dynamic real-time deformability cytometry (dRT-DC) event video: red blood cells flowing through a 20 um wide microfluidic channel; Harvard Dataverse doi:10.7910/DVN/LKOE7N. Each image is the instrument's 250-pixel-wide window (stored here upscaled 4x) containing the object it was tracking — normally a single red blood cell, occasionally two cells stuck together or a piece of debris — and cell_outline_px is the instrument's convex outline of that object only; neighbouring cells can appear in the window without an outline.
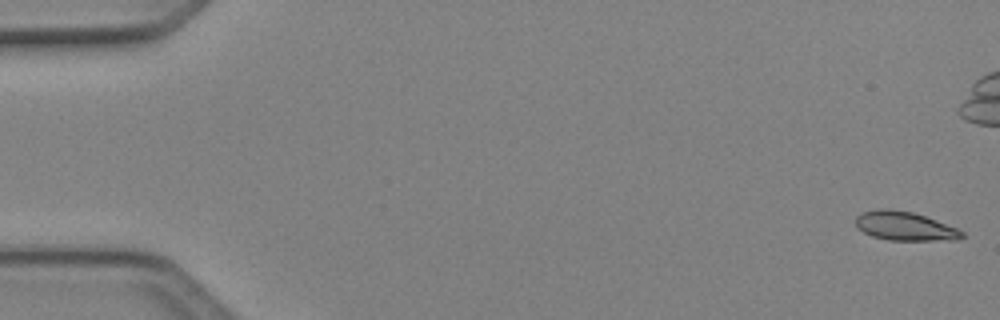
{"species": "Egyptian fruit bat (a non-hibernating species)", "species_latin": "Rousettus aegyptiacus", "temperature_condition": "cold", "stored_images_in_passage": 4, "camera_frame_rate_fps": 3000, "um_per_image_px": 0.085, "animal": {"sex": "female"}, "frame": {"image": 1, "passage_image": 1, "time_ms": 0.0, "image_size_px": [1000, 320], "cell_outline_px": [[964, 236], [960, 240], [888, 240], [872, 236], [856, 228], [856, 216], [864, 212], [880, 208], [888, 208], [912, 212], [936, 220], [956, 228], [964, 232]], "centroid_in_image_um": [76.9, 19.22], "position_along_channel_um": 8.1, "area_um2": 17.86}}